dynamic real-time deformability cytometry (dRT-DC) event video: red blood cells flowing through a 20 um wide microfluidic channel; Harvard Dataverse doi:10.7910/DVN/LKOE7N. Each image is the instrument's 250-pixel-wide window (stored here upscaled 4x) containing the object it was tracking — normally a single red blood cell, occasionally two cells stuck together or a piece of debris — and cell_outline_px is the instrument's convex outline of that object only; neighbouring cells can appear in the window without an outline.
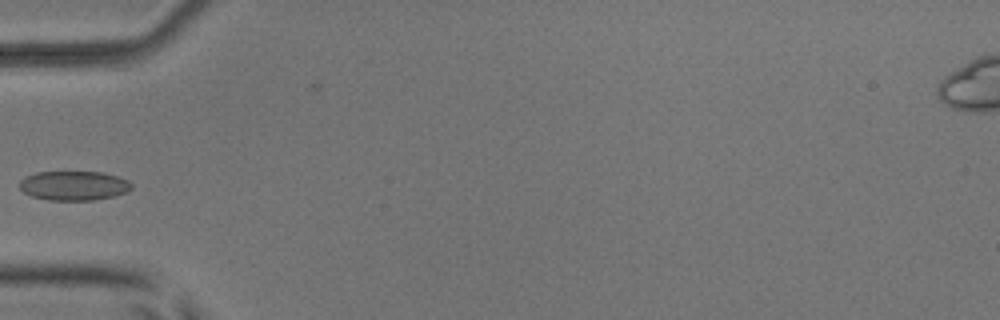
{"species": "common noctule bat (a hibernating species)", "species_latin": "Nyctalus noctula", "temperature_condition": "room temperature", "stored_images_in_passage": 35, "camera_frame_rate_fps": 3000, "um_per_image_px": 0.085, "animal": {"sex": "male", "body_mass_g": 17.9, "forearm_length_mm": 54.2}, "frame": {"image": 1, "passage_image": 1, "time_ms": 0.0, "image_size_px": [1000, 320], "cell_outline_px": [[132, 188], [124, 192], [112, 196], [92, 200], [48, 200], [32, 196], [24, 192], [20, 188], [20, 180], [24, 176], [36, 172], [104, 172], [128, 180], [132, 184]], "centroid_in_image_um": [6.25, 15.77], "position_along_channel_um": 78.8, "area_um2": 19.07}}
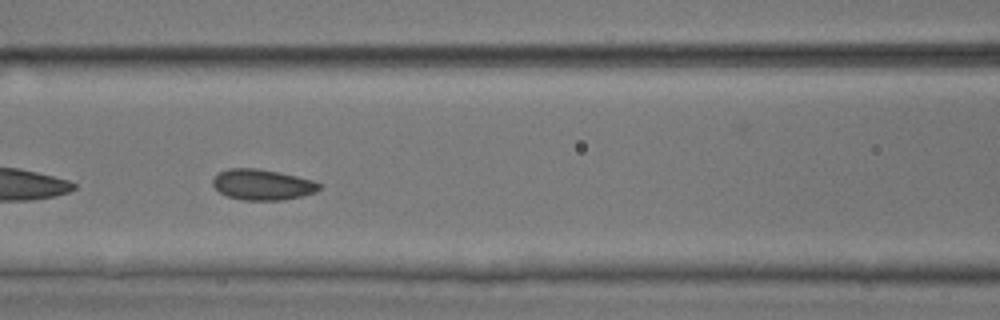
{"frame": {"image": 2, "passage_image": 6, "time_ms": 1.667, "image_size_px": [1000, 320], "cell_outline_px": [[320, 188], [316, 192], [300, 196], [280, 200], [244, 200], [228, 196], [220, 192], [212, 184], [212, 180], [220, 172], [228, 168], [256, 168], [280, 172], [312, 180], [320, 184]], "centroid_in_image_um": [22.29, 15.69], "position_along_channel_um": 144.3, "area_um2": 18.84}}
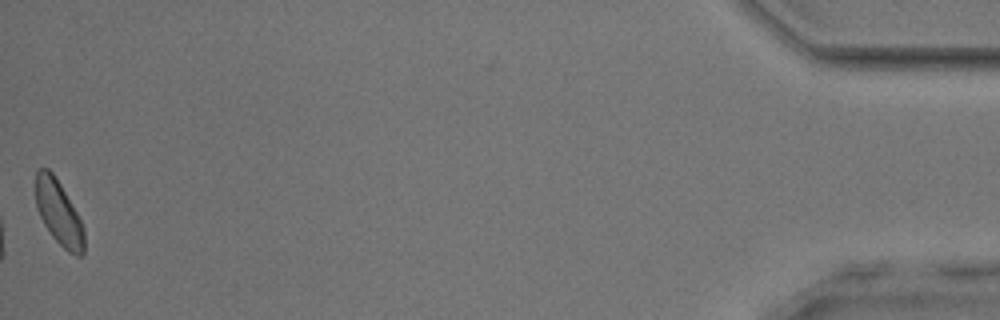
{"frame": {"image": 3, "passage_image": 35, "time_ms": 11.333, "image_size_px": [1000, 320], "cell_outline_px": [[84, 252], [80, 256], [76, 256], [68, 252], [52, 236], [44, 224], [40, 216], [36, 204], [36, 168], [48, 168], [52, 172], [60, 184], [76, 212], [84, 228]], "centroid_in_image_um": [4.99, 18.09], "position_along_channel_um": 430.2, "area_um2": 17.98}}